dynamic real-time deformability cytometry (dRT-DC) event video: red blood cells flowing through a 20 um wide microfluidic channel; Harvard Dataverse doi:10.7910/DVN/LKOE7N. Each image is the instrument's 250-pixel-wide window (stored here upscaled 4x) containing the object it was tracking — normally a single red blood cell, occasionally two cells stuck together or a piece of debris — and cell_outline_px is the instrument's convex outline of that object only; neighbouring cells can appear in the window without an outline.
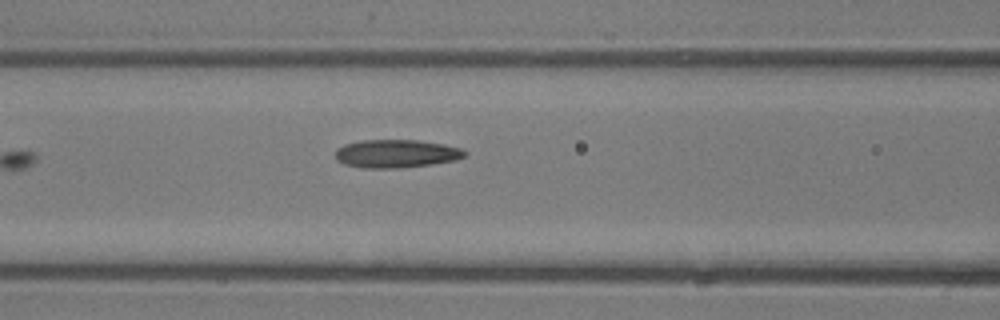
{"species": "common noctule bat (a hibernating species)", "species_latin": "Nyctalus noctula", "temperature_condition": "room temperature", "stored_images_in_passage": 5, "camera_frame_rate_fps": 3000, "um_per_image_px": 0.085, "animal": {"sex": "male", "body_mass_g": 13.3}, "frame": {"image": 1, "passage_image": 5, "time_ms": 4.667, "image_size_px": [1000, 320], "cell_outline_px": [[468, 152], [464, 156], [456, 160], [432, 164], [400, 168], [364, 168], [344, 164], [336, 160], [336, 148], [344, 144], [364, 140], [416, 140], [444, 144], [460, 148]], "centroid_in_image_um": [33.67, 13.06], "position_along_channel_um": 132.9, "area_um2": 21.27}}